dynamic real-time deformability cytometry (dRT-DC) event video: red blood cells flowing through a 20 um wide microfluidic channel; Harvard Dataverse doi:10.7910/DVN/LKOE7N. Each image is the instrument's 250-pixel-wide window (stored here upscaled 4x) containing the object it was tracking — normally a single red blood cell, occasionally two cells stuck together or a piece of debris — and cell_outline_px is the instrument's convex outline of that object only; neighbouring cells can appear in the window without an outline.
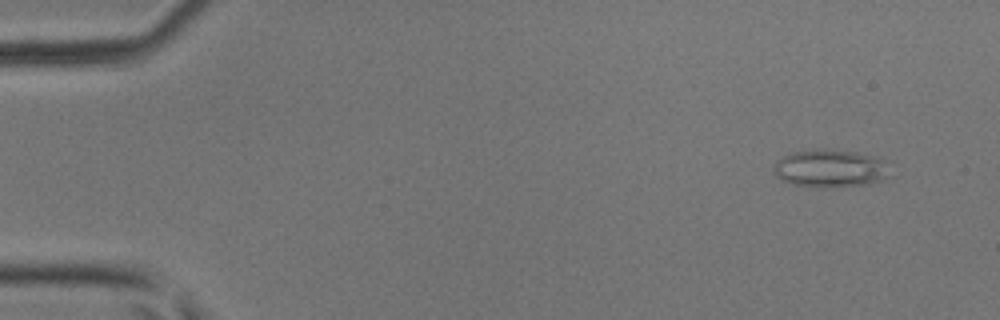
{"species": "common noctule bat (a hibernating species)", "species_latin": "Nyctalus noctula", "temperature_condition": "room temperature", "stored_images_in_passage": 5, "camera_frame_rate_fps": 3000, "um_per_image_px": 0.085, "animal": {"sex": "male", "body_mass_g": 17.9, "forearm_length_mm": 54.2}, "frame": {"image": 1, "passage_image": 2, "time_ms": 1.0, "image_size_px": [1000, 320], "cell_outline_px": [[892, 176], [868, 184], [832, 188], [824, 188], [792, 184], [780, 180], [772, 172], [772, 168], [784, 156], [792, 152], [856, 152], [872, 156]], "centroid_in_image_um": [70.49, 14.4], "position_along_channel_um": 14.5, "area_um2": 24.39}}